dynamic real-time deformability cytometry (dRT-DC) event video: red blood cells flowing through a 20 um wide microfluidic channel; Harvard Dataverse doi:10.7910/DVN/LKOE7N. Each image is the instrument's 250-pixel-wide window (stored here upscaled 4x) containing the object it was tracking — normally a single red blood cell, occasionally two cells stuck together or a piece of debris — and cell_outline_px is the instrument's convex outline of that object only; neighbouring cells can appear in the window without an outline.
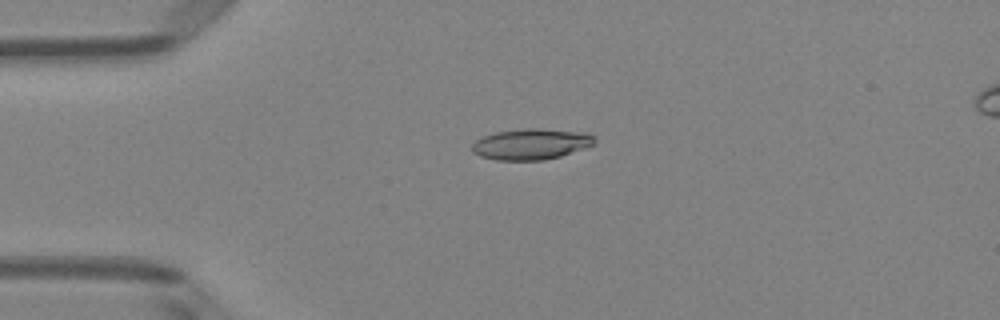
{"species": "Egyptian fruit bat (a non-hibernating species)", "species_latin": "Rousettus aegyptiacus", "temperature_condition": "room temperature", "stored_images_in_passage": 50, "camera_frame_rate_fps": 3000, "um_per_image_px": 0.085, "animal": {"sex": "female"}, "frame": {"image": 1, "passage_image": 12, "time_ms": 3.667, "image_size_px": [1000, 320], "cell_outline_px": [[596, 144], [560, 156], [544, 160], [496, 160], [480, 156], [472, 152], [472, 144], [476, 140], [484, 136], [496, 132], [524, 128], [540, 128], [588, 132], [596, 136]], "centroid_in_image_um": [45.19, 12.24], "position_along_channel_um": 39.8, "area_um2": 22.31}}
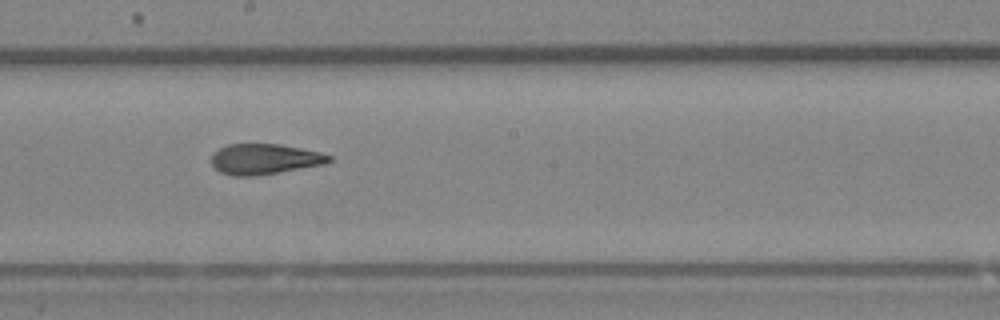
{"frame": {"image": 2, "passage_image": 28, "time_ms": 9.0, "image_size_px": [1000, 320], "cell_outline_px": [[332, 160], [324, 164], [256, 176], [232, 176], [220, 172], [212, 164], [212, 152], [228, 144], [280, 144], [320, 152], [332, 156]], "centroid_in_image_um": [22.47, 13.52], "position_along_channel_um": 225.7, "area_um2": 20.87}}
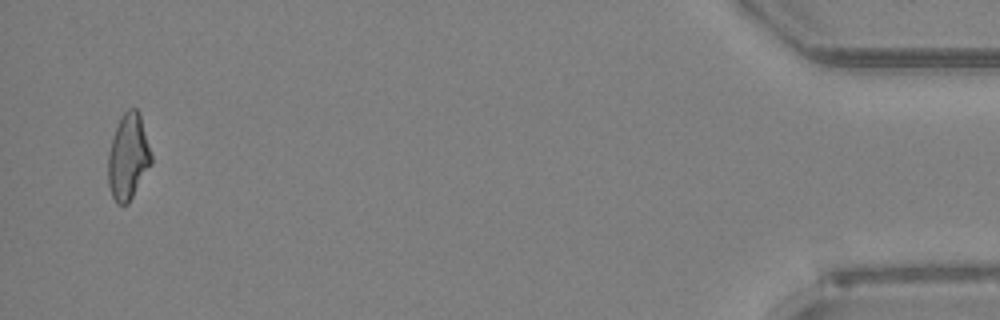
{"frame": {"image": 3, "passage_image": 49, "time_ms": 16.0, "image_size_px": [1000, 320], "cell_outline_px": [[152, 164], [128, 204], [116, 204], [112, 196], [108, 184], [108, 152], [120, 116], [128, 108], [136, 108], [140, 112], [152, 156]], "centroid_in_image_um": [10.9, 13.33], "position_along_channel_um": 424.3, "area_um2": 21.73}, "authors_computed_cell_mechanics": {"area_um2": 21.5883, "velocity_mm_per_s": 4.0318, "shape_relaxation_time_tau1_ms": null, "shape_relaxation_time_tau2_ms": 2.0296, "deformation_change_tau1": null, "deformation_change_tau2": 0.0961}}